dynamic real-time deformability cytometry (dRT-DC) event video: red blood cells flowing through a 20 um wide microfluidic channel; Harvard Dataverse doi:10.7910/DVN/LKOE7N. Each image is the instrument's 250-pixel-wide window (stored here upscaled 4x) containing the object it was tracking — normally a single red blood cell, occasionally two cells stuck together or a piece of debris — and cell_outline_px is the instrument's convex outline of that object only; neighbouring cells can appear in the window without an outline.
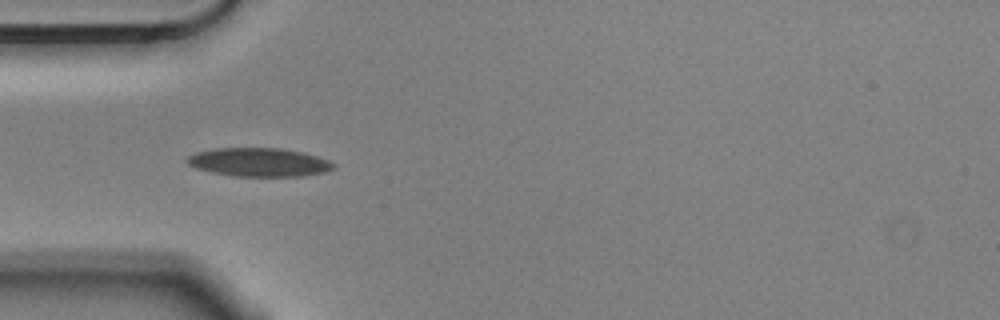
{"species": "Egyptian fruit bat (a non-hibernating species)", "species_latin": "Rousettus aegyptiacus", "temperature_condition": "cold", "stored_images_in_passage": 7, "camera_frame_rate_fps": 3000, "um_per_image_px": 0.085, "animal": {"sex": "male"}, "frame": {"image": 1, "passage_image": 5, "time_ms": 1.333, "image_size_px": [1000, 320], "cell_outline_px": [[336, 168], [324, 172], [304, 176], [232, 176], [212, 172], [196, 168], [188, 164], [184, 160], [188, 156], [196, 152], [216, 148], [280, 148], [304, 152], [328, 160], [336, 164]], "centroid_in_image_um": [22.02, 13.79], "position_along_channel_um": 63.0, "area_um2": 24.51}}
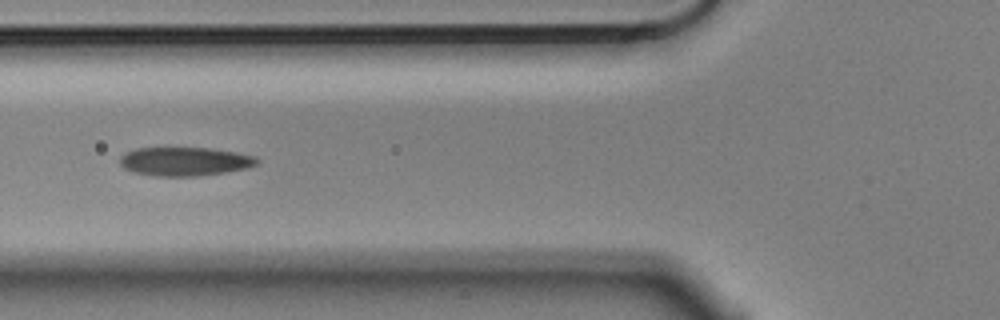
{"frame": {"image": 2, "passage_image": 6, "time_ms": 1.667, "image_size_px": [1000, 320], "cell_outline_px": [[260, 164], [248, 168], [200, 176], [156, 176], [132, 172], [124, 168], [120, 164], [120, 156], [124, 152], [136, 148], [208, 148], [236, 152], [256, 156], [260, 160]], "centroid_in_image_um": [15.72, 13.72], "position_along_channel_um": 110.1, "area_um2": 23.18}}
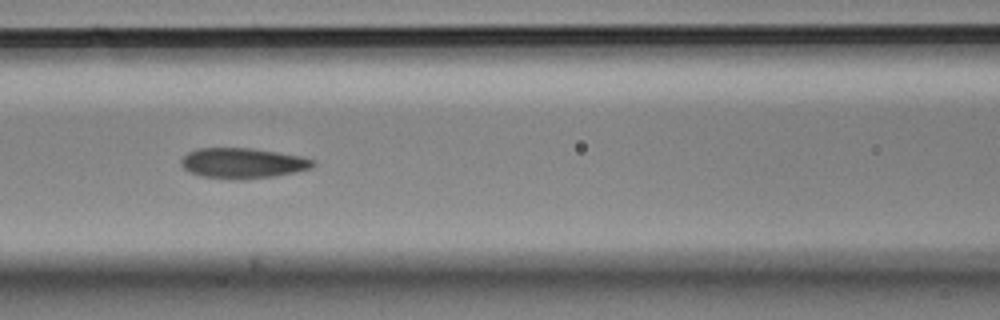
{"frame": {"image": 3, "passage_image": 7, "time_ms": 2.0, "image_size_px": [1000, 320], "cell_outline_px": [[316, 164], [312, 168], [296, 172], [272, 176], [244, 180], [232, 180], [200, 176], [184, 168], [180, 164], [180, 160], [188, 152], [196, 148], [252, 148], [300, 156], [316, 160]], "centroid_in_image_um": [20.63, 13.87], "position_along_channel_um": 146.0, "area_um2": 23.52}}